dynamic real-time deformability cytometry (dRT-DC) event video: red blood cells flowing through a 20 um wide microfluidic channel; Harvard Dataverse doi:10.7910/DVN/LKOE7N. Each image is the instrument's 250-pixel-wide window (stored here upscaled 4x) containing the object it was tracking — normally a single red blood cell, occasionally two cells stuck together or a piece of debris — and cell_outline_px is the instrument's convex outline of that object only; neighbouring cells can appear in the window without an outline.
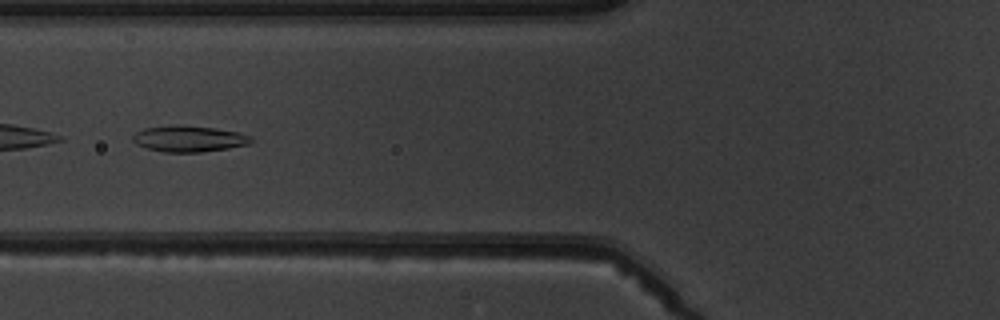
{"species": "common noctule bat (a hibernating species)", "species_latin": "Nyctalus noctula", "temperature_condition": "warm", "stored_images_in_passage": 6, "camera_frame_rate_fps": 3000, "um_per_image_px": 0.085, "animal": {"sex": "male", "body_mass_g": 19.5, "forearm_length_mm": 54.6}, "frame": {"image": 1, "passage_image": 4, "time_ms": 3.667, "image_size_px": [1000, 320], "cell_outline_px": [[252, 140], [248, 144], [228, 148], [200, 152], [164, 152], [148, 148], [136, 144], [132, 140], [132, 136], [136, 132], [144, 128], [176, 124], [180, 124], [216, 128], [240, 132], [252, 136]], "centroid_in_image_um": [16.06, 11.77], "position_along_channel_um": 109.7, "area_um2": 18.15}}
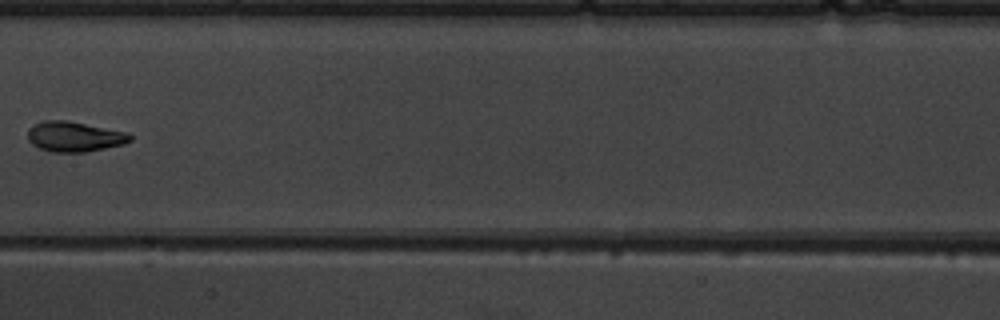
{"frame": {"image": 2, "passage_image": 6, "time_ms": 6.0, "image_size_px": [1000, 320], "cell_outline_px": [[132, 140], [124, 144], [84, 152], [48, 152], [32, 144], [28, 140], [28, 132], [36, 124], [44, 120], [64, 120], [128, 132], [132, 136]], "centroid_in_image_um": [6.34, 11.62], "position_along_channel_um": 201.1, "area_um2": 17.8}}